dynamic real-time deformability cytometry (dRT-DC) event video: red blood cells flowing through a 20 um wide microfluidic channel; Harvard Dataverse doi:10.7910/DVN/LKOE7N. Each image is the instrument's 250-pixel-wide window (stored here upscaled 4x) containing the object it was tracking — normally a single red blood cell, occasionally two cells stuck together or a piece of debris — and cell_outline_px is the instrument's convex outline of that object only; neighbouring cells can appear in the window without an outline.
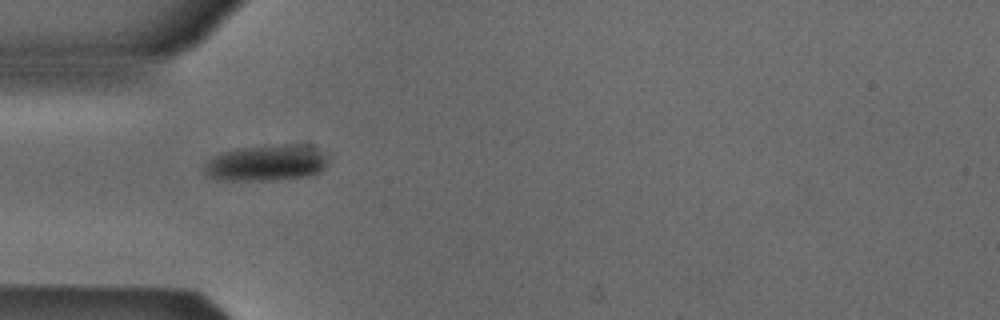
{"species": "Egyptian fruit bat (a non-hibernating species)", "species_latin": "Rousettus aegyptiacus", "temperature_condition": "cold", "stored_images_in_passage": 38, "camera_frame_rate_fps": 3000, "um_per_image_px": 0.085, "animal": {"sex": "male"}, "frame": {"image": 1, "passage_image": 1, "time_ms": 0.0, "image_size_px": [1000, 320], "cell_outline_px": [[328, 164], [320, 172], [312, 176], [280, 180], [216, 180], [208, 176], [204, 172], [204, 168], [208, 160], [220, 152], [240, 148], [292, 144], [304, 144], [316, 148], [324, 156]], "centroid_in_image_um": [22.64, 13.87], "position_along_channel_um": 62.4, "area_um2": 26.13}}
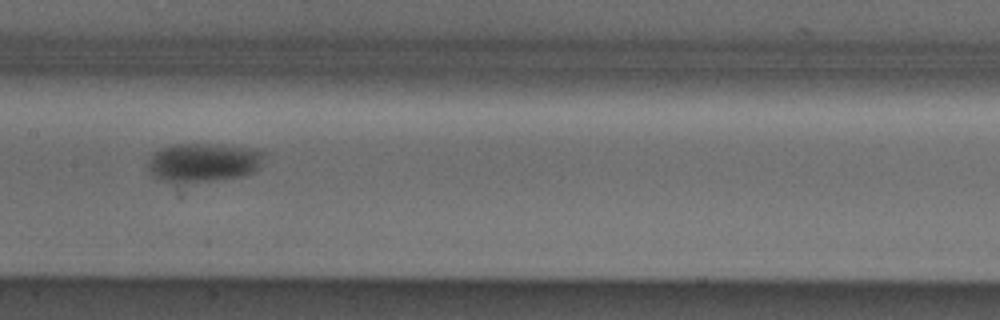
{"frame": {"image": 2, "passage_image": 11, "time_ms": 3.333, "image_size_px": [1000, 320], "cell_outline_px": [[264, 152], [260, 168], [244, 176], [180, 184], [176, 184], [160, 180], [148, 172], [148, 160], [160, 148], [172, 144], [216, 144], [252, 148]], "centroid_in_image_um": [17.25, 13.82], "position_along_channel_um": 190.1, "area_um2": 26.59}}
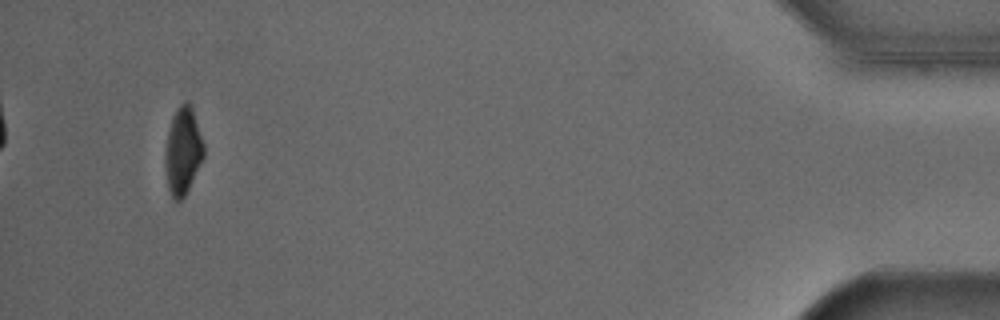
{"frame": {"image": 3, "passage_image": 35, "time_ms": 11.333, "image_size_px": [1000, 320], "cell_outline_px": [[204, 156], [184, 196], [180, 200], [176, 200], [172, 196], [168, 188], [168, 132], [172, 116], [176, 108], [184, 100], [188, 100], [192, 104], [204, 144]], "centroid_in_image_um": [15.61, 12.7], "position_along_channel_um": 419.6, "area_um2": 18.79}, "authors_computed_cell_mechanics": {"area_um2": 24.3338, "velocity_mm_per_s": 3.8728, "shape_relaxation_time_tau1_ms": 2.3812, "shape_relaxation_time_tau2_ms": null, "deformation_change_tau1": 0.0853, "deformation_change_tau2": null}}